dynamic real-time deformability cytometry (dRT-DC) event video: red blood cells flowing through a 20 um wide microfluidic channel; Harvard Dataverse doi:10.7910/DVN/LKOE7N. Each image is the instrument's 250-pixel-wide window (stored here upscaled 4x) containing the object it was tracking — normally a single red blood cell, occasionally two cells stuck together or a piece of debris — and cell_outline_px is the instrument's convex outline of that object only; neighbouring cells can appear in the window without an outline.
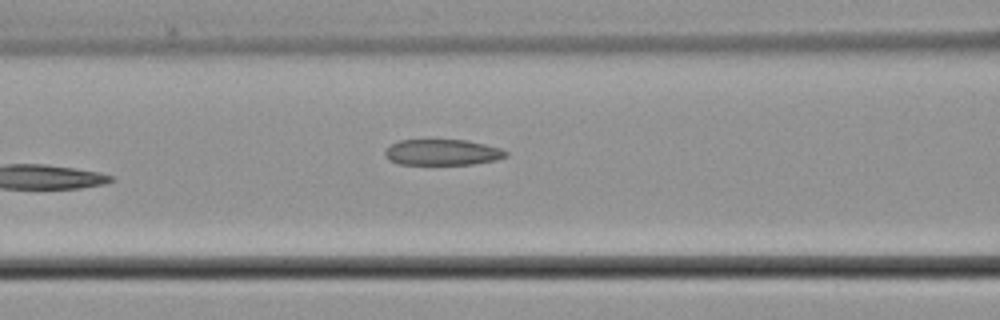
{"species": "common noctule bat (a hibernating species)", "species_latin": "Nyctalus noctula", "temperature_condition": "cold", "stored_images_in_passage": 6, "camera_frame_rate_fps": 3000, "um_per_image_px": 0.085, "animal": {"sex": "male", "body_mass_g": 21.5, "forearm_length_mm": 52.0}, "frame": {"image": 1, "passage_image": 6, "time_ms": 6.0, "image_size_px": [1000, 320], "cell_outline_px": [[508, 156], [496, 160], [472, 164], [400, 164], [388, 160], [384, 156], [384, 152], [392, 144], [400, 140], [468, 140], [500, 148], [508, 152]], "centroid_in_image_um": [37.61, 12.95], "position_along_channel_um": 129.0, "area_um2": 18.21}}